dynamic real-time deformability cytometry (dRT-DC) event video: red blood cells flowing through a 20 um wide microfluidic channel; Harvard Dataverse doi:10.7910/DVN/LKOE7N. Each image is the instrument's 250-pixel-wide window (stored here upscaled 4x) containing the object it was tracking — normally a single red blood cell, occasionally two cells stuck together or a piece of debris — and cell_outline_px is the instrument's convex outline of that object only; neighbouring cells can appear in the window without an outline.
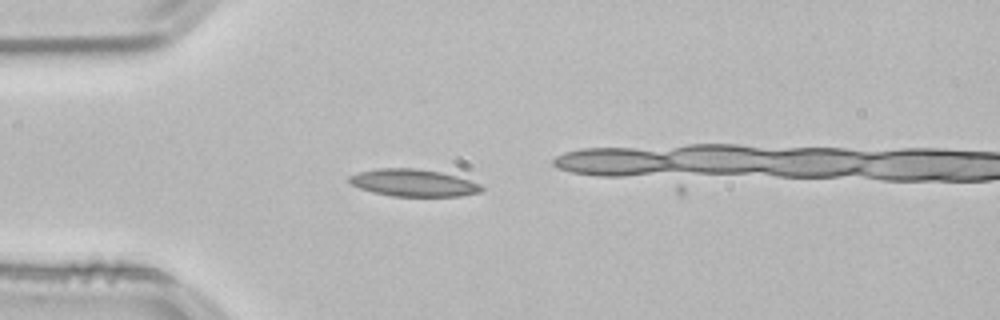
{"species": "common noctule bat (a hibernating species)", "species_latin": "Nyctalus noctula", "temperature_condition": "room temperature", "stored_images_in_passage": 29, "camera_frame_rate_fps": 3000, "um_per_image_px": 0.085, "animal": {"sex": "male", "body_mass_g": 21.5, "forearm_length_mm": 52.0}, "frame": {"image": 1, "passage_image": 1, "time_ms": 0.0, "image_size_px": [1000, 320], "cell_outline_px": [[484, 192], [460, 196], [392, 196], [372, 192], [360, 188], [352, 184], [348, 180], [348, 176], [360, 172], [380, 168], [412, 168], [440, 172], [456, 176], [480, 184], [484, 188]], "centroid_in_image_um": [35.16, 15.55], "position_along_channel_um": 49.8, "area_um2": 20.87}}